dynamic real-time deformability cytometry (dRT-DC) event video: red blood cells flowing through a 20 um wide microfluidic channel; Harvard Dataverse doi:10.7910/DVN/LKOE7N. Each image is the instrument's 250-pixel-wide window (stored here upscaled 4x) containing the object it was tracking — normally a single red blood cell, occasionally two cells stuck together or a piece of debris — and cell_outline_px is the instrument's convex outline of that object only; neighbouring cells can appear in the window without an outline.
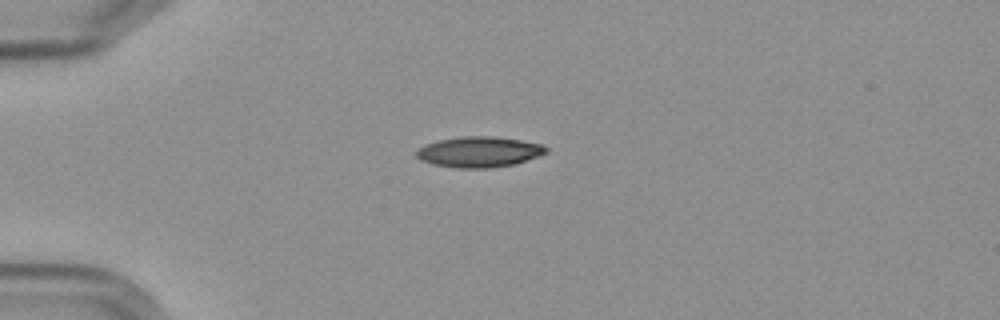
{"species": "Egyptian fruit bat (a non-hibernating species)", "species_latin": "Rousettus aegyptiacus", "temperature_condition": "cold", "stored_images_in_passage": 3, "camera_frame_rate_fps": 3000, "um_per_image_px": 0.085, "frame": {"image": 1, "passage_image": 1, "time_ms": 0.0, "image_size_px": [1000, 320], "cell_outline_px": [[548, 152], [540, 156], [516, 164], [492, 168], [456, 168], [432, 164], [420, 160], [416, 156], [416, 148], [440, 140], [464, 136], [492, 136], [520, 140], [540, 144], [548, 148]], "centroid_in_image_um": [40.74, 12.92], "position_along_channel_um": 44.3, "area_um2": 23.24}}
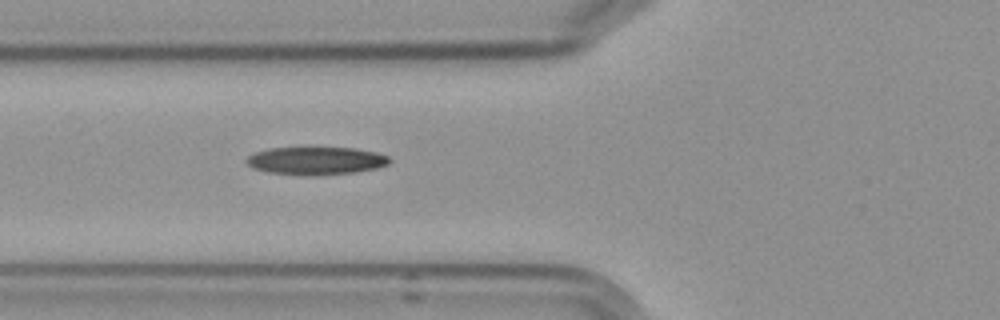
{"frame": {"image": 2, "passage_image": 3, "time_ms": 2.333, "image_size_px": [1000, 320], "cell_outline_px": [[392, 160], [388, 164], [376, 168], [352, 172], [268, 172], [252, 168], [244, 160], [248, 156], [256, 152], [268, 148], [304, 144], [356, 148], [376, 152], [388, 156]], "centroid_in_image_um": [26.84, 13.54], "position_along_channel_um": 99.0, "area_um2": 23.18}}